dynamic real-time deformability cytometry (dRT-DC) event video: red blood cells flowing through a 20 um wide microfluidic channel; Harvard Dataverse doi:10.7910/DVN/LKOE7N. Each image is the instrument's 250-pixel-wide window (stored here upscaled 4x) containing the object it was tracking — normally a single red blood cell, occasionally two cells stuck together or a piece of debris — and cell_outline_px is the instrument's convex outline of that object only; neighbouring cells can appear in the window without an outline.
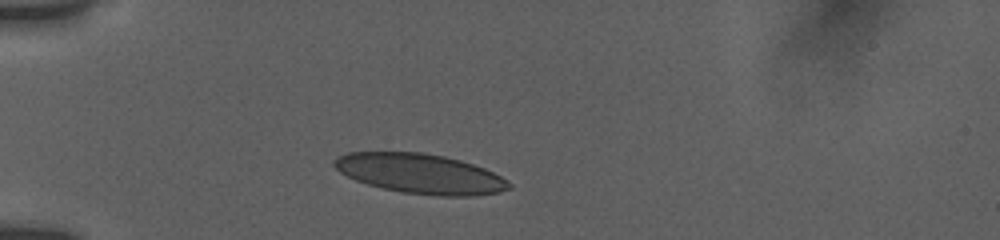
{"species": "human", "species_latin": "Homo sapiens", "temperature_condition": "room temperature", "stored_images_in_passage": 70, "camera_frame_rate_fps": 3000, "um_per_image_px": 0.085, "donor": {"sex": "female"}, "frame": {"image": 1, "passage_image": 1, "time_ms": 0.0, "image_size_px": [1000, 240], "cell_outline_px": [[512, 188], [500, 192], [472, 196], [440, 196], [404, 192], [384, 188], [368, 184], [356, 180], [340, 172], [332, 164], [332, 160], [336, 156], [348, 152], [420, 152], [444, 156], [460, 160], [484, 168], [508, 180], [512, 184]], "centroid_in_image_um": [35.72, 14.76], "position_along_channel_um": 49.3, "area_um2": 40.46}}
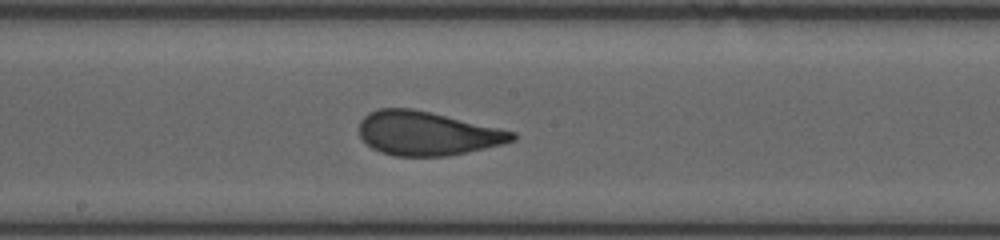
{"frame": {"image": 2, "passage_image": 28, "time_ms": 5.0, "image_size_px": [1000, 240], "cell_outline_px": [[516, 140], [504, 144], [448, 156], [396, 156], [380, 152], [372, 148], [360, 136], [360, 120], [368, 112], [380, 108], [412, 108], [516, 132]], "centroid_in_image_um": [36.3, 11.34], "position_along_channel_um": 211.9, "area_um2": 39.02}}
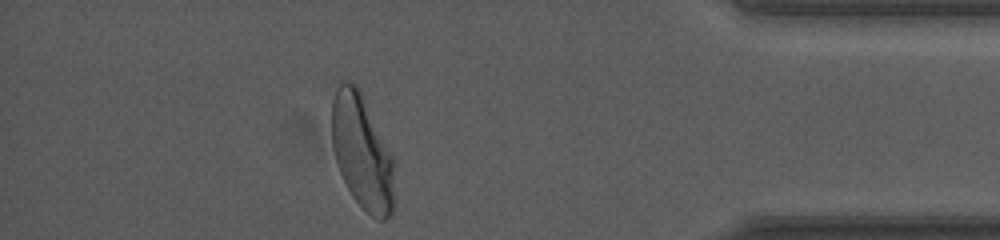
{"frame": {"image": 3, "passage_image": 65, "time_ms": 11.0, "image_size_px": [1000, 240], "cell_outline_px": [[392, 216], [384, 220], [376, 220], [352, 196], [340, 172], [332, 148], [332, 100], [336, 88], [344, 80], [356, 84], [360, 88], [392, 156]], "centroid_in_image_um": [30.74, 12.88], "position_along_channel_um": 404.5, "area_um2": 41.21}, "authors_computed_cell_mechanics": {"area_um2": 39.4774, "velocity_mm_per_s": 3.758, "shape_relaxation_time_tau1_ms": 5.3333, "shape_relaxation_time_tau2_ms": null, "deformation_change_tau1": 0.165, "deformation_change_tau2": null}}